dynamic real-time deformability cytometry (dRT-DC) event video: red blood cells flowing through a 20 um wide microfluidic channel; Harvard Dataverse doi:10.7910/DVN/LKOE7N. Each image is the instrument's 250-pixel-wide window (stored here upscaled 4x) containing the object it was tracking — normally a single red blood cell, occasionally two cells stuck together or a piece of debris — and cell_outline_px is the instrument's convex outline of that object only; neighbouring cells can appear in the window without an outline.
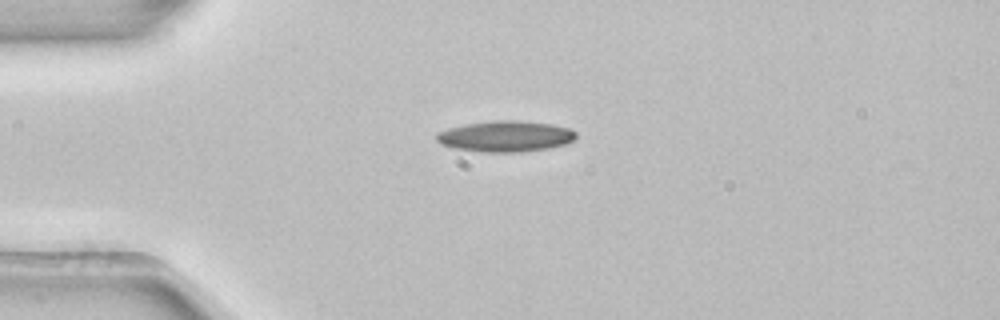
{"species": "common noctule bat (a hibernating species)", "species_latin": "Nyctalus noctula", "temperature_condition": "room temperature", "stored_images_in_passage": 1, "camera_frame_rate_fps": 3000, "um_per_image_px": 0.085, "animal": {"sex": "female", "body_mass_g": 22.7, "forearm_length_mm": 54.2}, "frame": {"image": 1, "passage_image": 1, "time_ms": 0.0, "image_size_px": [1000, 320], "cell_outline_px": [[576, 136], [572, 140], [564, 144], [548, 148], [520, 152], [480, 152], [456, 148], [440, 144], [436, 140], [436, 132], [448, 128], [464, 124], [496, 120], [516, 120], [552, 124], [572, 128], [576, 132]], "centroid_in_image_um": [42.95, 11.58], "position_along_channel_um": 42.1, "area_um2": 25.26}}